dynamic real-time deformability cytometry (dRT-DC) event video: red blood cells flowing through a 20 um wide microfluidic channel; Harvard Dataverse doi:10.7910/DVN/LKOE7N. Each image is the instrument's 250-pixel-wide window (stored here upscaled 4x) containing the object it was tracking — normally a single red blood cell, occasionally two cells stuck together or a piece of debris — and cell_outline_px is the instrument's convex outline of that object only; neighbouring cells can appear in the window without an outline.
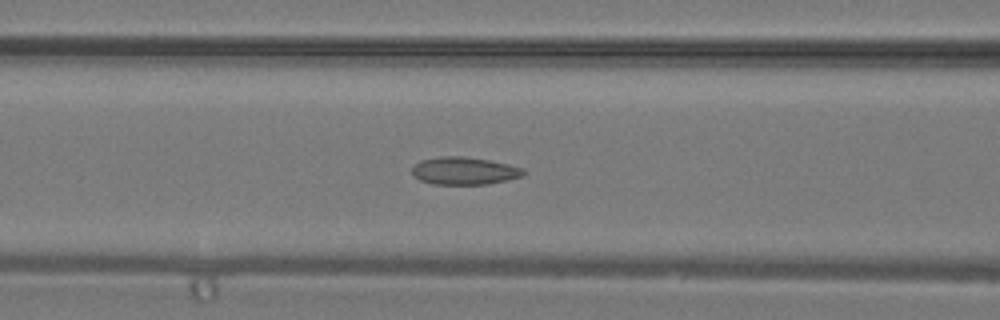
{"species": "common noctule bat (a hibernating species)", "species_latin": "Nyctalus noctula", "temperature_condition": "warm", "stored_images_in_passage": 39, "camera_frame_rate_fps": 3000, "um_per_image_px": 0.085, "animal": {"sex": "male", "body_mass_g": 19.2, "forearm_length_mm": 51.8}, "frame": {"image": 1, "passage_image": 17, "time_ms": 5.333, "image_size_px": [1000, 320], "cell_outline_px": [[524, 176], [488, 184], [432, 184], [420, 180], [412, 176], [412, 168], [420, 160], [440, 156], [464, 156], [488, 160], [508, 164], [524, 168]], "centroid_in_image_um": [39.44, 14.52], "position_along_channel_um": 127.2, "area_um2": 17.98}}
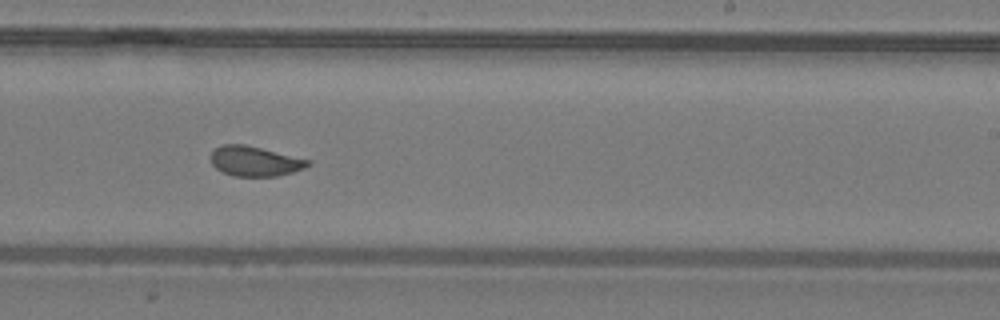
{"frame": {"image": 2, "passage_image": 25, "time_ms": 8.0, "image_size_px": [1000, 320], "cell_outline_px": [[312, 164], [304, 168], [292, 172], [276, 176], [236, 176], [224, 172], [216, 168], [212, 164], [208, 156], [216, 148], [224, 144], [244, 144], [312, 160]], "centroid_in_image_um": [21.67, 13.69], "position_along_channel_um": 267.3, "area_um2": 16.94}}
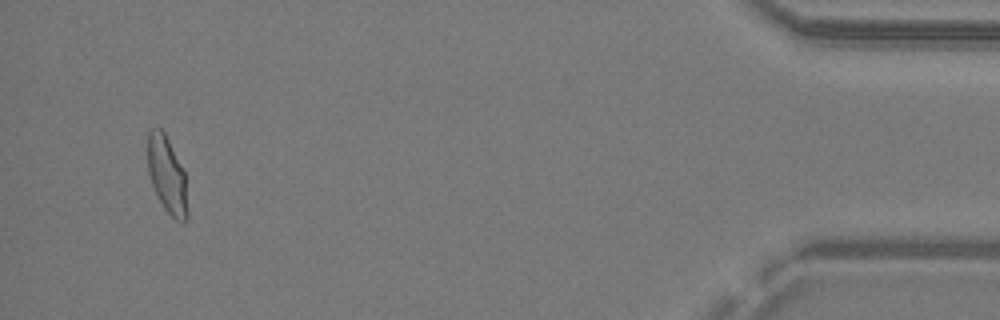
{"frame": {"image": 3, "passage_image": 38, "time_ms": 12.333, "image_size_px": [1000, 320], "cell_outline_px": [[188, 220], [184, 224], [180, 224], [164, 208], [152, 184], [148, 172], [148, 132], [152, 128], [160, 128], [164, 132], [184, 172], [188, 212]], "centroid_in_image_um": [14.21, 14.92], "position_along_channel_um": 421.0, "area_um2": 17.57}}